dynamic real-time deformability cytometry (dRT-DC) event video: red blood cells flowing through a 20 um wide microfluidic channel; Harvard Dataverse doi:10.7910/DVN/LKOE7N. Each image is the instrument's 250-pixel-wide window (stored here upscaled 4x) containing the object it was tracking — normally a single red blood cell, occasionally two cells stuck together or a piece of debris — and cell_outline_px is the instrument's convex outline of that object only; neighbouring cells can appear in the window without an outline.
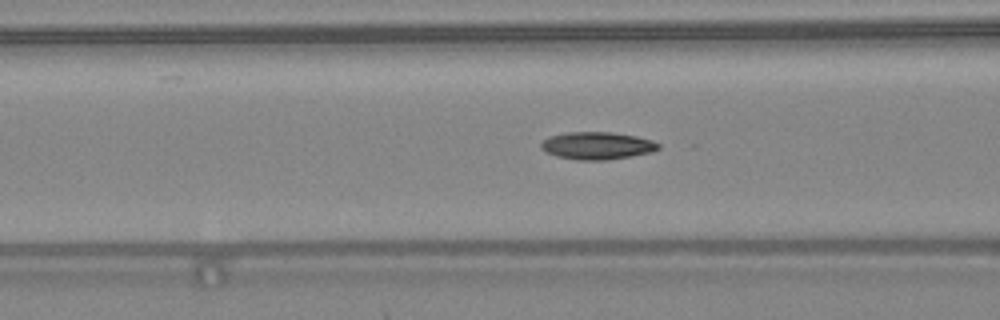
{"species": "common noctule bat (a hibernating species)", "species_latin": "Nyctalus noctula", "temperature_condition": "warm", "stored_images_in_passage": 37, "camera_frame_rate_fps": 3000, "um_per_image_px": 0.085, "animal": {"sex": "female", "body_mass_g": 24.6, "forearm_length_mm": 56.2}, "frame": {"image": 1, "passage_image": 18, "time_ms": 5.667, "image_size_px": [1000, 320], "cell_outline_px": [[660, 148], [652, 152], [632, 156], [608, 160], [576, 160], [556, 156], [540, 148], [540, 144], [548, 136], [564, 132], [608, 132], [636, 136], [652, 140], [660, 144]], "centroid_in_image_um": [50.75, 12.38], "position_along_channel_um": 115.8, "area_um2": 18.9}}
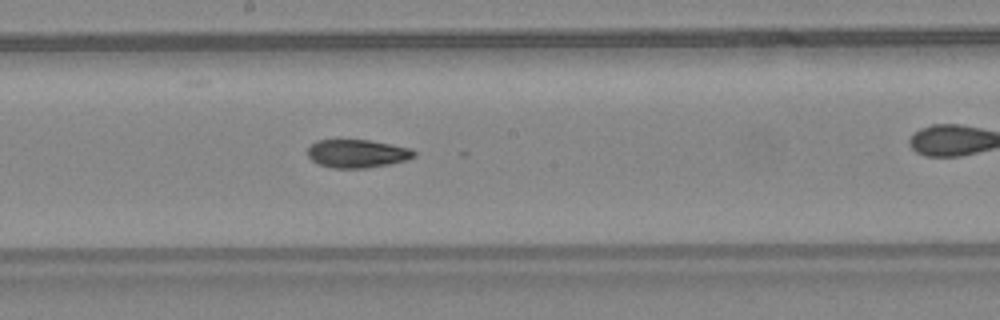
{"frame": {"image": 2, "passage_image": 25, "time_ms": 8.0, "image_size_px": [1000, 320], "cell_outline_px": [[416, 156], [408, 160], [392, 164], [368, 168], [332, 168], [316, 164], [308, 156], [308, 148], [316, 140], [368, 140], [392, 144], [412, 148], [416, 152]], "centroid_in_image_um": [30.4, 13.06], "position_along_channel_um": 217.8, "area_um2": 17.8}}
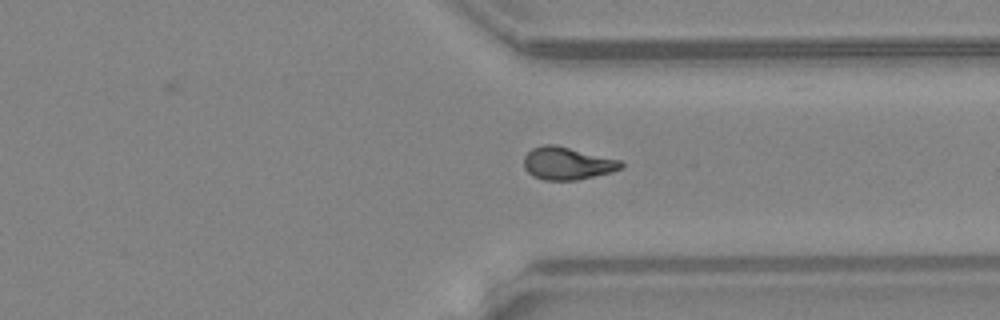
{"frame": {"image": 3, "passage_image": 35, "time_ms": 11.333, "image_size_px": [1000, 320], "cell_outline_px": [[624, 168], [612, 172], [576, 180], [544, 180], [532, 176], [524, 168], [524, 156], [532, 148], [544, 144], [556, 144], [620, 160], [624, 164]], "centroid_in_image_um": [48.22, 13.88], "position_along_channel_um": 363.2, "area_um2": 18.61}}